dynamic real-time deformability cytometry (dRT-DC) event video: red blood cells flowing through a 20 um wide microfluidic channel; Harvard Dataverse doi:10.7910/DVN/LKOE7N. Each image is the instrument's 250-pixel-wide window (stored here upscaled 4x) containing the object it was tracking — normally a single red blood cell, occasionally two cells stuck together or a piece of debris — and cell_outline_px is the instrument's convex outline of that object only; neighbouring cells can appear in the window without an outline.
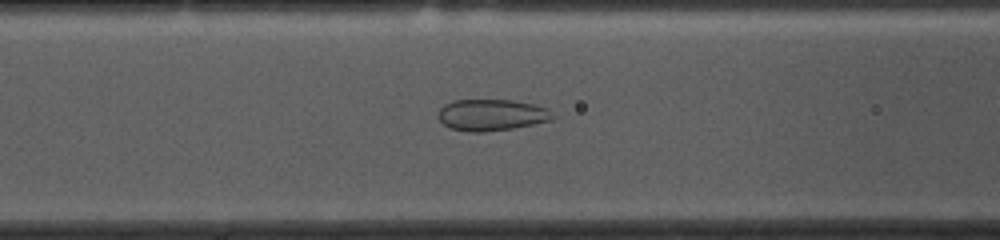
{"species": "common noctule bat (a hibernating species)", "species_latin": "Nyctalus noctula", "temperature_condition": "cold", "stored_images_in_passage": 35, "camera_frame_rate_fps": 3000, "um_per_image_px": 0.085, "animal": {"sex": "female", "body_mass_g": 10.0, "forearm_length_mm": 53.1}, "frame": {"image": 1, "passage_image": 11, "time_ms": 3.333, "image_size_px": [1000, 240], "cell_outline_px": [[556, 116], [552, 120], [512, 128], [484, 132], [468, 132], [452, 128], [444, 124], [436, 116], [440, 108], [444, 104], [456, 100], [512, 100], [532, 104], [548, 108]], "centroid_in_image_um": [41.78, 9.77], "position_along_channel_um": 124.8, "area_um2": 20.98}}